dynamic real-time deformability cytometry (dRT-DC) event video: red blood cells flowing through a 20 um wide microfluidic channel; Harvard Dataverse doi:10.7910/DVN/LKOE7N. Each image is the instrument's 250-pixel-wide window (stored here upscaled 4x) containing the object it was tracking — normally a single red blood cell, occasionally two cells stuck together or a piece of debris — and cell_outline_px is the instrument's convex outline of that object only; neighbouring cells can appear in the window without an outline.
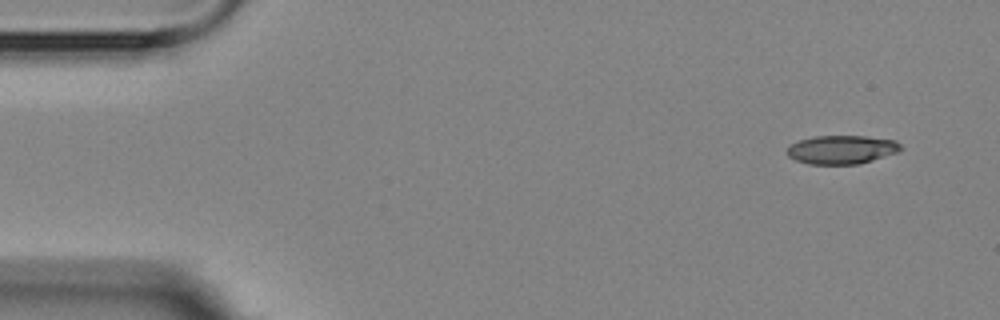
{"species": "Egyptian fruit bat (a non-hibernating species)", "species_latin": "Rousettus aegyptiacus", "temperature_condition": "room temperature", "stored_images_in_passage": 6, "camera_frame_rate_fps": 3000, "um_per_image_px": 0.085, "animal": {"sex": "female"}, "frame": {"image": 1, "passage_image": 1, "time_ms": 0.0, "image_size_px": [1000, 320], "cell_outline_px": [[904, 148], [900, 152], [860, 164], [808, 164], [796, 160], [788, 156], [784, 152], [788, 144], [800, 140], [816, 136], [864, 136], [896, 140]], "centroid_in_image_um": [71.54, 12.72], "position_along_channel_um": 13.5, "area_um2": 19.31}}
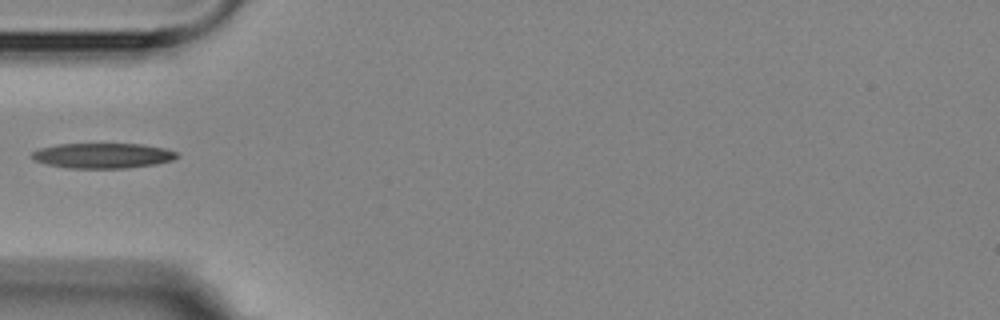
{"frame": {"image": 2, "passage_image": 5, "time_ms": 4.667, "image_size_px": [1000, 320], "cell_outline_px": [[180, 156], [172, 160], [156, 164], [124, 168], [68, 168], [48, 164], [36, 160], [32, 156], [32, 152], [40, 148], [56, 144], [140, 144], [164, 148], [176, 152]], "centroid_in_image_um": [8.75, 13.22], "position_along_channel_um": 76.2, "area_um2": 21.1}}
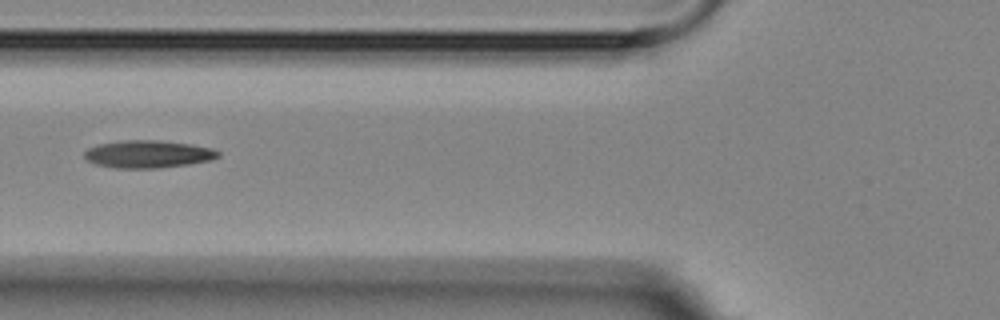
{"frame": {"image": 3, "passage_image": 6, "time_ms": 5.667, "image_size_px": [1000, 320], "cell_outline_px": [[220, 156], [212, 160], [188, 164], [160, 168], [112, 168], [92, 164], [84, 156], [84, 152], [88, 148], [100, 144], [124, 140], [160, 140], [192, 144], [212, 148], [220, 152]], "centroid_in_image_um": [12.59, 13.1], "position_along_channel_um": 113.2, "area_um2": 21.68}}